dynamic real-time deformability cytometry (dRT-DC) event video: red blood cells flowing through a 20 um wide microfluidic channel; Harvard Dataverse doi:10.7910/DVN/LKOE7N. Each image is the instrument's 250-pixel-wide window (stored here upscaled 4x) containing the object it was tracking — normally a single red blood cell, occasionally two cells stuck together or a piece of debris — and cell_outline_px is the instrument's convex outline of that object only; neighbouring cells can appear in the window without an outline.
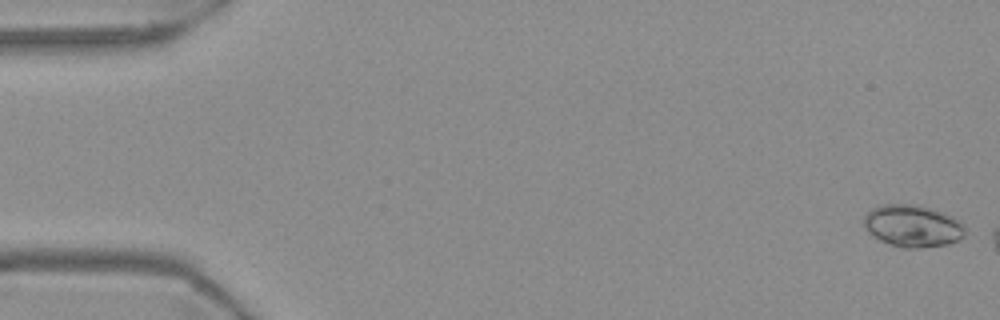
{"species": "Egyptian fruit bat (a non-hibernating species)", "species_latin": "Rousettus aegyptiacus", "temperature_condition": "warm", "stored_images_in_passage": 10, "camera_frame_rate_fps": 3000, "um_per_image_px": 0.085, "frame": {"image": 1, "passage_image": 1, "time_ms": 0.0, "image_size_px": [1000, 320], "cell_outline_px": [[964, 236], [960, 240], [948, 244], [920, 248], [904, 248], [880, 240], [868, 232], [864, 228], [864, 216], [872, 208], [880, 204], [916, 204], [944, 212], [952, 216], [964, 224]], "centroid_in_image_um": [77.58, 19.19], "position_along_channel_um": 7.4, "area_um2": 24.97}}